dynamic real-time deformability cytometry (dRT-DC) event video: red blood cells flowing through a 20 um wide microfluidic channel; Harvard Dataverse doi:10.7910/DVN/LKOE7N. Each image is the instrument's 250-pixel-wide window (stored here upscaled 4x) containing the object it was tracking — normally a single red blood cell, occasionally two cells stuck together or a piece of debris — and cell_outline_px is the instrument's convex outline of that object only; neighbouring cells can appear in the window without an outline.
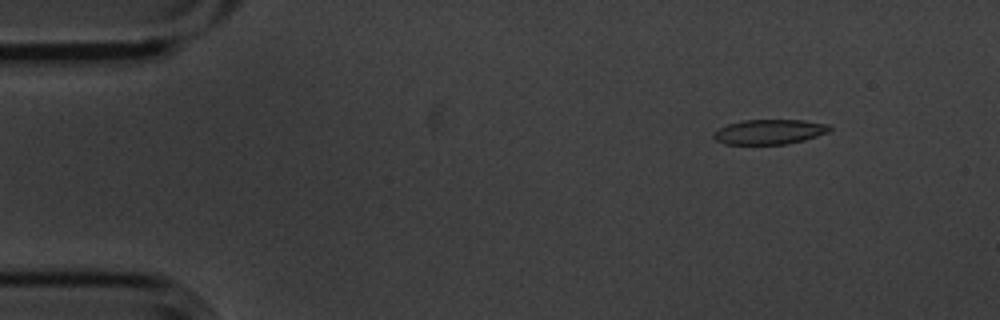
{"species": "common noctule bat (a hibernating species)", "species_latin": "Nyctalus noctula", "temperature_condition": "cold", "stored_images_in_passage": 10, "camera_frame_rate_fps": 3000, "um_per_image_px": 0.085, "animal": {"sex": "male", "body_mass_g": 20.1, "forearm_length_mm": 53.5}, "frame": {"image": 1, "passage_image": 1, "time_ms": 0.0, "image_size_px": [1000, 320], "cell_outline_px": [[832, 128], [828, 132], [804, 140], [784, 144], [724, 144], [716, 140], [712, 136], [712, 132], [728, 124], [744, 120], [804, 120], [828, 124]], "centroid_in_image_um": [65.38, 11.2], "position_along_channel_um": 19.6, "area_um2": 16.76}}
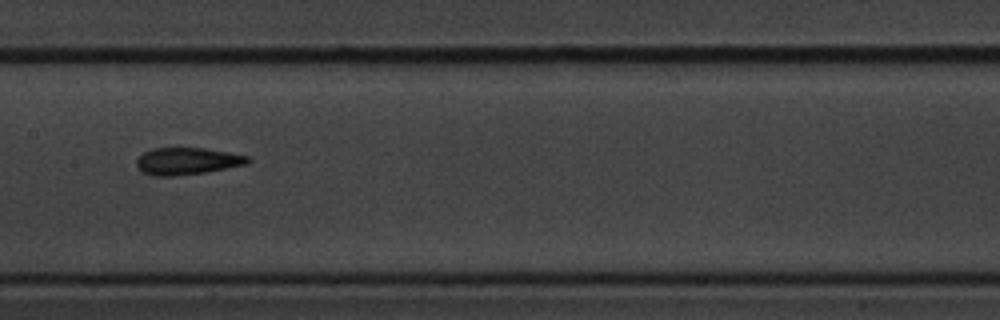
{"frame": {"image": 2, "passage_image": 7, "time_ms": 2.0, "image_size_px": [1000, 320], "cell_outline_px": [[252, 160], [248, 164], [204, 172], [172, 176], [152, 176], [144, 172], [136, 164], [136, 160], [144, 152], [152, 148], [204, 148], [228, 152], [248, 156]], "centroid_in_image_um": [15.92, 13.69], "position_along_channel_um": 191.5, "area_um2": 17.4}}
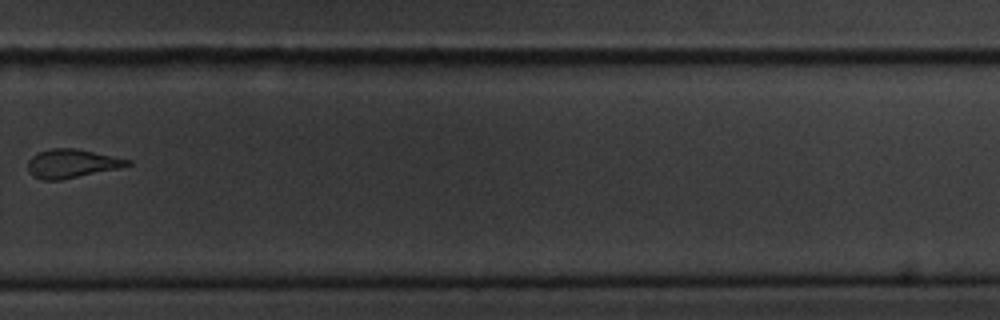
{"frame": {"image": 3, "passage_image": 10, "time_ms": 3.0, "image_size_px": [1000, 320], "cell_outline_px": [[132, 164], [116, 168], [60, 180], [40, 180], [32, 176], [28, 172], [28, 160], [36, 152], [52, 148], [76, 148], [132, 160]], "centroid_in_image_um": [6.03, 13.89], "position_along_channel_um": 323.8, "area_um2": 16.59}}